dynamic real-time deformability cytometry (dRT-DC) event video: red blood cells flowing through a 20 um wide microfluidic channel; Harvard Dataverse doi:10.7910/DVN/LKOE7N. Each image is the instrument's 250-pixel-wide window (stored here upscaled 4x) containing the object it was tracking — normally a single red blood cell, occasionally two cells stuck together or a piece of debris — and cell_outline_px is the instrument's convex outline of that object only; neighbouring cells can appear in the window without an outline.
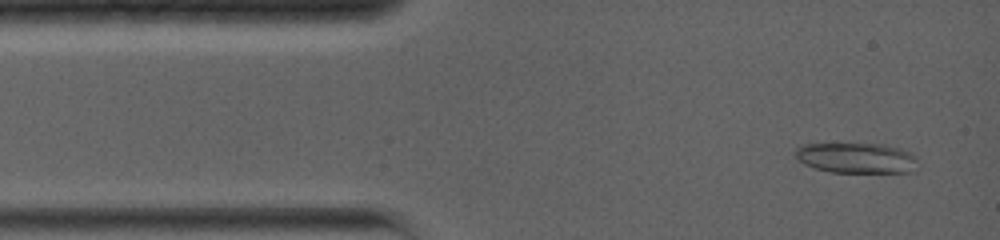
{"species": "common noctule bat (a hibernating species)", "species_latin": "Nyctalus noctula", "temperature_condition": "warm", "stored_images_in_passage": 31, "camera_frame_rate_fps": 5000, "um_per_image_px": 0.085, "animal": {"sex": "female", "body_mass_g": 19.0, "forearm_length_mm": 56.7}, "frame": {"image": 1, "passage_image": 3, "time_ms": 0.4, "image_size_px": [1000, 240], "cell_outline_px": [[916, 172], [828, 172], [804, 164], [796, 160], [792, 152], [796, 148], [804, 144], [884, 144], [900, 148], [912, 152], [916, 156]], "centroid_in_image_um": [72.79, 13.43], "position_along_channel_um": 12.2, "area_um2": 22.02}}
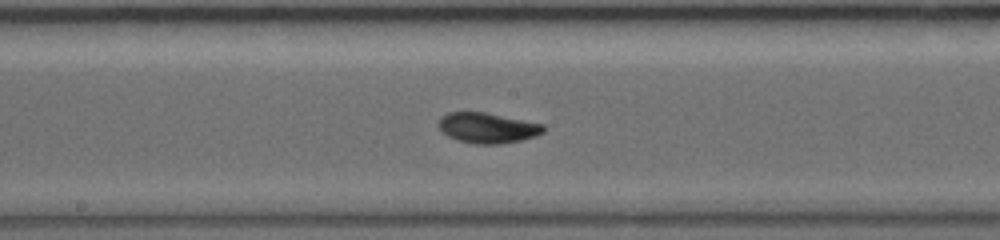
{"frame": {"image": 2, "passage_image": 18, "time_ms": 6.8, "image_size_px": [1000, 240], "cell_outline_px": [[544, 132], [536, 136], [520, 140], [500, 144], [476, 144], [456, 140], [440, 132], [436, 124], [448, 112], [484, 112], [544, 124]], "centroid_in_image_um": [41.41, 10.88], "position_along_channel_um": 206.8, "area_um2": 18.61}}
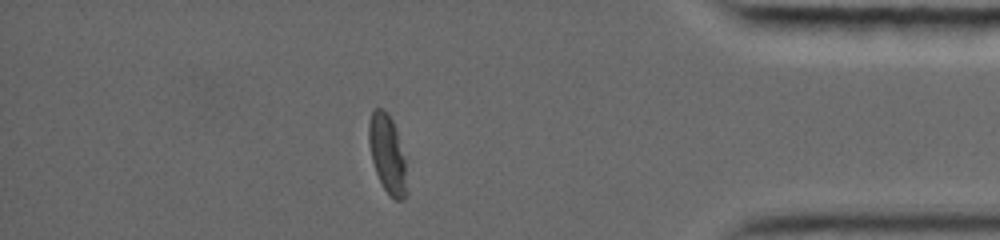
{"frame": {"image": 3, "passage_image": 28, "time_ms": 12.6, "image_size_px": [1000, 240], "cell_outline_px": [[408, 192], [400, 200], [396, 200], [384, 188], [376, 172], [372, 160], [368, 140], [368, 124], [372, 108], [380, 108], [392, 120], [396, 128], [404, 156]], "centroid_in_image_um": [32.92, 13.07], "position_along_channel_um": 402.3, "area_um2": 17.17}, "authors_computed_cell_mechanics": {"area_um2": 18.496, "velocity_mm_per_s": 3.9182, "shape_relaxation_time_tau1_ms": 4.7807, "shape_relaxation_time_tau2_ms": 1.9399, "deformation_change_tau1": 0.1938, "deformation_change_tau2": 0.0518}}